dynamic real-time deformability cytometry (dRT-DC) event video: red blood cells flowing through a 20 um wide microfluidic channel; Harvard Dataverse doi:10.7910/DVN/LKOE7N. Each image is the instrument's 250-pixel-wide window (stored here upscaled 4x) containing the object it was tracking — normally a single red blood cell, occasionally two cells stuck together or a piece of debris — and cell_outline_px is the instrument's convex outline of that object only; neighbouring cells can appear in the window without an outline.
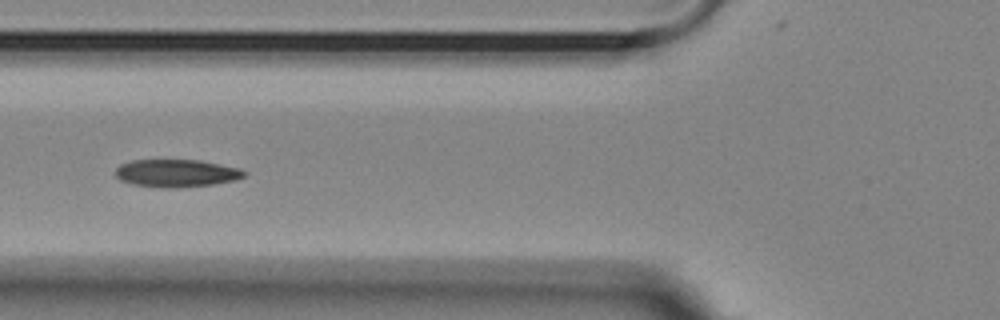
{"species": "Egyptian fruit bat (a non-hibernating species)", "species_latin": "Rousettus aegyptiacus", "temperature_condition": "room temperature", "stored_images_in_passage": 9, "camera_frame_rate_fps": 3000, "um_per_image_px": 0.085, "animal": {"sex": "female"}, "frame": {"image": 1, "passage_image": 6, "time_ms": 5.667, "image_size_px": [1000, 320], "cell_outline_px": [[248, 176], [236, 180], [212, 184], [176, 188], [160, 188], [132, 184], [120, 180], [116, 176], [116, 168], [120, 164], [132, 160], [200, 160], [240, 168], [248, 172]], "centroid_in_image_um": [15.03, 14.72], "position_along_channel_um": 110.8, "area_um2": 20.98}}
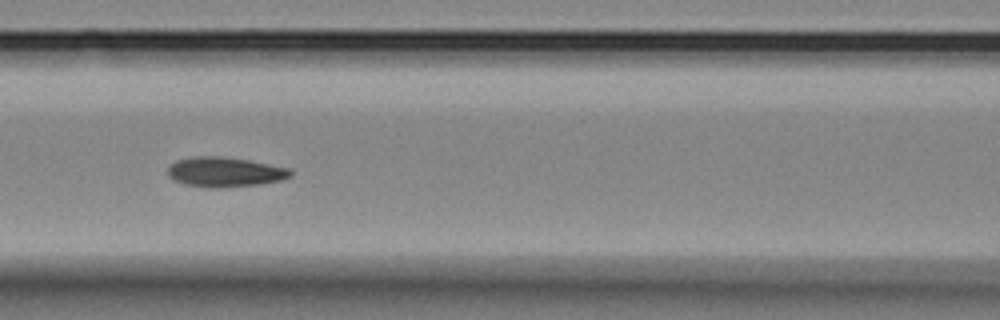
{"frame": {"image": 2, "passage_image": 7, "time_ms": 6.667, "image_size_px": [1000, 320], "cell_outline_px": [[292, 176], [280, 180], [260, 184], [224, 188], [204, 188], [184, 184], [172, 180], [168, 176], [168, 168], [176, 160], [192, 156], [220, 156], [248, 160], [292, 168]], "centroid_in_image_um": [19.1, 14.63], "position_along_channel_um": 147.5, "area_um2": 21.68}}
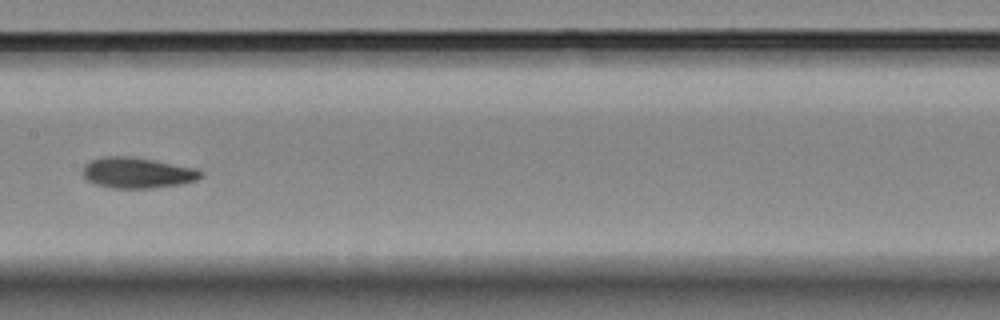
{"frame": {"image": 3, "passage_image": 8, "time_ms": 8.0, "image_size_px": [1000, 320], "cell_outline_px": [[204, 176], [196, 180], [180, 184], [152, 188], [108, 188], [96, 184], [88, 180], [80, 172], [84, 164], [88, 160], [100, 156], [128, 156], [152, 160], [196, 168], [204, 172]], "centroid_in_image_um": [11.63, 14.68], "position_along_channel_um": 195.8, "area_um2": 21.39}}